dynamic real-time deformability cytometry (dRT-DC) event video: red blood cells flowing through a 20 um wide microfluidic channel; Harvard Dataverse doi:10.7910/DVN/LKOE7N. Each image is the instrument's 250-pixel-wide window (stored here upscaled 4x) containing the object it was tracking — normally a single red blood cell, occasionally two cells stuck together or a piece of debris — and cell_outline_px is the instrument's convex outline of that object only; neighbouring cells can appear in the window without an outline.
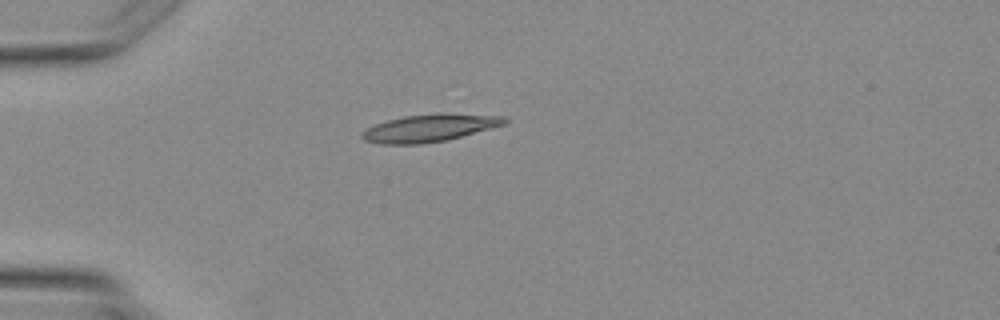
{"species": "Egyptian fruit bat (a non-hibernating species)", "species_latin": "Rousettus aegyptiacus", "temperature_condition": "warm", "stored_images_in_passage": 2, "camera_frame_rate_fps": 3000, "um_per_image_px": 0.085, "animal": {"sex": "female"}, "frame": {"image": 1, "passage_image": 2, "time_ms": 2.0, "image_size_px": [1000, 320], "cell_outline_px": [[508, 120], [504, 124], [460, 136], [444, 140], [420, 144], [380, 144], [364, 140], [360, 136], [368, 128], [376, 124], [388, 120], [404, 116], [444, 112], [504, 116]], "centroid_in_image_um": [36.51, 10.86], "position_along_channel_um": 48.5, "area_um2": 22.54}}